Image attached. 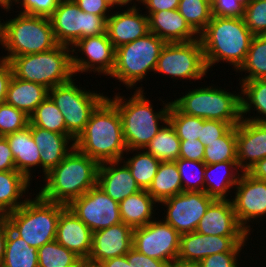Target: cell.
I'll list each match as a JSON object with an SVG mask.
<instances>
[{"instance_id":"cell-1","label":"cell","mask_w":266,"mask_h":267,"mask_svg":"<svg viewBox=\"0 0 266 267\" xmlns=\"http://www.w3.org/2000/svg\"><path fill=\"white\" fill-rule=\"evenodd\" d=\"M74 145L77 150L99 164L123 158L127 147L122 121L116 105L108 96L93 111Z\"/></svg>"},{"instance_id":"cell-2","label":"cell","mask_w":266,"mask_h":267,"mask_svg":"<svg viewBox=\"0 0 266 267\" xmlns=\"http://www.w3.org/2000/svg\"><path fill=\"white\" fill-rule=\"evenodd\" d=\"M99 163L75 147L45 177L38 194L45 200L68 205L97 185Z\"/></svg>"},{"instance_id":"cell-3","label":"cell","mask_w":266,"mask_h":267,"mask_svg":"<svg viewBox=\"0 0 266 267\" xmlns=\"http://www.w3.org/2000/svg\"><path fill=\"white\" fill-rule=\"evenodd\" d=\"M253 36L243 17L212 16L199 35L208 71L223 62L233 66L232 70L236 72L245 60Z\"/></svg>"},{"instance_id":"cell-4","label":"cell","mask_w":266,"mask_h":267,"mask_svg":"<svg viewBox=\"0 0 266 267\" xmlns=\"http://www.w3.org/2000/svg\"><path fill=\"white\" fill-rule=\"evenodd\" d=\"M145 90H135L131 97L115 92L108 98L116 105L122 121L123 137L127 149H145L148 143L168 121L171 101L162 100L164 107L155 111L154 105L145 96ZM126 97V98H125ZM165 102V103H164ZM162 124V125H160Z\"/></svg>"},{"instance_id":"cell-5","label":"cell","mask_w":266,"mask_h":267,"mask_svg":"<svg viewBox=\"0 0 266 267\" xmlns=\"http://www.w3.org/2000/svg\"><path fill=\"white\" fill-rule=\"evenodd\" d=\"M31 194L22 206L7 213L6 221L15 235L38 249L55 240L60 213L67 206L47 201L38 193L32 198Z\"/></svg>"},{"instance_id":"cell-6","label":"cell","mask_w":266,"mask_h":267,"mask_svg":"<svg viewBox=\"0 0 266 267\" xmlns=\"http://www.w3.org/2000/svg\"><path fill=\"white\" fill-rule=\"evenodd\" d=\"M171 103L182 113L205 120L228 122L232 126L241 120V89L233 93L220 86L209 85L189 89Z\"/></svg>"},{"instance_id":"cell-7","label":"cell","mask_w":266,"mask_h":267,"mask_svg":"<svg viewBox=\"0 0 266 267\" xmlns=\"http://www.w3.org/2000/svg\"><path fill=\"white\" fill-rule=\"evenodd\" d=\"M166 42L149 32L135 41L116 48L115 66L108 78L118 80L126 90H144L143 84L151 72H155L160 52ZM150 72V73H149ZM147 77V78H146Z\"/></svg>"},{"instance_id":"cell-8","label":"cell","mask_w":266,"mask_h":267,"mask_svg":"<svg viewBox=\"0 0 266 267\" xmlns=\"http://www.w3.org/2000/svg\"><path fill=\"white\" fill-rule=\"evenodd\" d=\"M10 63L13 76L51 89L66 83L75 77L72 68L71 47L58 44L53 49L16 57H11Z\"/></svg>"},{"instance_id":"cell-9","label":"cell","mask_w":266,"mask_h":267,"mask_svg":"<svg viewBox=\"0 0 266 267\" xmlns=\"http://www.w3.org/2000/svg\"><path fill=\"white\" fill-rule=\"evenodd\" d=\"M4 52L0 59L46 52L58 45L50 19L42 16L18 13L5 20Z\"/></svg>"},{"instance_id":"cell-10","label":"cell","mask_w":266,"mask_h":267,"mask_svg":"<svg viewBox=\"0 0 266 267\" xmlns=\"http://www.w3.org/2000/svg\"><path fill=\"white\" fill-rule=\"evenodd\" d=\"M76 79L49 89L48 96L64 116L68 133L76 140L83 132L91 114L107 97L100 90H86L77 85Z\"/></svg>"},{"instance_id":"cell-11","label":"cell","mask_w":266,"mask_h":267,"mask_svg":"<svg viewBox=\"0 0 266 267\" xmlns=\"http://www.w3.org/2000/svg\"><path fill=\"white\" fill-rule=\"evenodd\" d=\"M108 17L85 13L73 0H60L49 19L56 42L72 48L82 38L106 33Z\"/></svg>"},{"instance_id":"cell-12","label":"cell","mask_w":266,"mask_h":267,"mask_svg":"<svg viewBox=\"0 0 266 267\" xmlns=\"http://www.w3.org/2000/svg\"><path fill=\"white\" fill-rule=\"evenodd\" d=\"M202 43L200 39L189 42L166 43L162 48L154 74L169 75L173 81L203 80L207 77Z\"/></svg>"},{"instance_id":"cell-13","label":"cell","mask_w":266,"mask_h":267,"mask_svg":"<svg viewBox=\"0 0 266 267\" xmlns=\"http://www.w3.org/2000/svg\"><path fill=\"white\" fill-rule=\"evenodd\" d=\"M180 234L162 218L133 229L132 247L138 252L170 264L178 256Z\"/></svg>"},{"instance_id":"cell-14","label":"cell","mask_w":266,"mask_h":267,"mask_svg":"<svg viewBox=\"0 0 266 267\" xmlns=\"http://www.w3.org/2000/svg\"><path fill=\"white\" fill-rule=\"evenodd\" d=\"M214 201L205 192L183 191L159 203L166 209L163 220L180 235L194 232L209 205Z\"/></svg>"},{"instance_id":"cell-15","label":"cell","mask_w":266,"mask_h":267,"mask_svg":"<svg viewBox=\"0 0 266 267\" xmlns=\"http://www.w3.org/2000/svg\"><path fill=\"white\" fill-rule=\"evenodd\" d=\"M72 68L77 73L93 71L94 75L110 76L115 66L116 48L109 40L107 32L99 36L85 37L72 46ZM81 55L83 56H79ZM75 53V54H74ZM97 73V74H95Z\"/></svg>"},{"instance_id":"cell-16","label":"cell","mask_w":266,"mask_h":267,"mask_svg":"<svg viewBox=\"0 0 266 267\" xmlns=\"http://www.w3.org/2000/svg\"><path fill=\"white\" fill-rule=\"evenodd\" d=\"M67 207L83 221L92 232L121 223L119 203L109 197L98 185Z\"/></svg>"},{"instance_id":"cell-17","label":"cell","mask_w":266,"mask_h":267,"mask_svg":"<svg viewBox=\"0 0 266 267\" xmlns=\"http://www.w3.org/2000/svg\"><path fill=\"white\" fill-rule=\"evenodd\" d=\"M234 191L233 198L231 194L229 196L236 217L240 225L251 236V233L254 232L252 230L254 225L251 228V224L257 225L263 221L262 217L266 216V181L255 179L247 172H243ZM256 221L258 223H253Z\"/></svg>"},{"instance_id":"cell-18","label":"cell","mask_w":266,"mask_h":267,"mask_svg":"<svg viewBox=\"0 0 266 267\" xmlns=\"http://www.w3.org/2000/svg\"><path fill=\"white\" fill-rule=\"evenodd\" d=\"M248 240H250L249 236L204 235L196 231L184 233L180 235L177 257L201 262L207 256L215 253L242 252L249 245Z\"/></svg>"},{"instance_id":"cell-19","label":"cell","mask_w":266,"mask_h":267,"mask_svg":"<svg viewBox=\"0 0 266 267\" xmlns=\"http://www.w3.org/2000/svg\"><path fill=\"white\" fill-rule=\"evenodd\" d=\"M133 228L123 222L93 232L92 249L85 266H99L114 257L124 256L131 248Z\"/></svg>"},{"instance_id":"cell-20","label":"cell","mask_w":266,"mask_h":267,"mask_svg":"<svg viewBox=\"0 0 266 267\" xmlns=\"http://www.w3.org/2000/svg\"><path fill=\"white\" fill-rule=\"evenodd\" d=\"M237 162L247 172L266 157V123L242 119L236 125Z\"/></svg>"},{"instance_id":"cell-21","label":"cell","mask_w":266,"mask_h":267,"mask_svg":"<svg viewBox=\"0 0 266 267\" xmlns=\"http://www.w3.org/2000/svg\"><path fill=\"white\" fill-rule=\"evenodd\" d=\"M141 7L115 10L107 18L106 32L112 45L117 48L149 33L148 16ZM141 11V12H140Z\"/></svg>"},{"instance_id":"cell-22","label":"cell","mask_w":266,"mask_h":267,"mask_svg":"<svg viewBox=\"0 0 266 267\" xmlns=\"http://www.w3.org/2000/svg\"><path fill=\"white\" fill-rule=\"evenodd\" d=\"M196 232L217 236H249L238 222L231 199L214 200L201 218Z\"/></svg>"},{"instance_id":"cell-23","label":"cell","mask_w":266,"mask_h":267,"mask_svg":"<svg viewBox=\"0 0 266 267\" xmlns=\"http://www.w3.org/2000/svg\"><path fill=\"white\" fill-rule=\"evenodd\" d=\"M93 232L68 207L59 216L55 240L84 262L92 249Z\"/></svg>"},{"instance_id":"cell-24","label":"cell","mask_w":266,"mask_h":267,"mask_svg":"<svg viewBox=\"0 0 266 267\" xmlns=\"http://www.w3.org/2000/svg\"><path fill=\"white\" fill-rule=\"evenodd\" d=\"M97 185L118 203L141 190L122 160L100 163Z\"/></svg>"},{"instance_id":"cell-25","label":"cell","mask_w":266,"mask_h":267,"mask_svg":"<svg viewBox=\"0 0 266 267\" xmlns=\"http://www.w3.org/2000/svg\"><path fill=\"white\" fill-rule=\"evenodd\" d=\"M30 130L40 150L42 172L40 169L39 171L45 177L69 154L75 147V142L68 135L48 131L31 123Z\"/></svg>"},{"instance_id":"cell-26","label":"cell","mask_w":266,"mask_h":267,"mask_svg":"<svg viewBox=\"0 0 266 267\" xmlns=\"http://www.w3.org/2000/svg\"><path fill=\"white\" fill-rule=\"evenodd\" d=\"M145 13L148 14L149 32L166 43L189 42L199 38L177 9Z\"/></svg>"},{"instance_id":"cell-27","label":"cell","mask_w":266,"mask_h":267,"mask_svg":"<svg viewBox=\"0 0 266 267\" xmlns=\"http://www.w3.org/2000/svg\"><path fill=\"white\" fill-rule=\"evenodd\" d=\"M242 173L237 161L206 165L204 192L214 200H229Z\"/></svg>"},{"instance_id":"cell-28","label":"cell","mask_w":266,"mask_h":267,"mask_svg":"<svg viewBox=\"0 0 266 267\" xmlns=\"http://www.w3.org/2000/svg\"><path fill=\"white\" fill-rule=\"evenodd\" d=\"M14 156L16 170L22 173L30 182L34 181L35 168L41 169L40 150L33 140L29 125L14 133L5 135ZM34 169V171H32ZM33 172V173H32Z\"/></svg>"},{"instance_id":"cell-29","label":"cell","mask_w":266,"mask_h":267,"mask_svg":"<svg viewBox=\"0 0 266 267\" xmlns=\"http://www.w3.org/2000/svg\"><path fill=\"white\" fill-rule=\"evenodd\" d=\"M158 205L147 190H140L119 203L121 221L133 229L142 227L156 218Z\"/></svg>"},{"instance_id":"cell-30","label":"cell","mask_w":266,"mask_h":267,"mask_svg":"<svg viewBox=\"0 0 266 267\" xmlns=\"http://www.w3.org/2000/svg\"><path fill=\"white\" fill-rule=\"evenodd\" d=\"M48 92L49 89L41 84L12 76L8 85L5 102L30 116L36 107L48 96Z\"/></svg>"},{"instance_id":"cell-31","label":"cell","mask_w":266,"mask_h":267,"mask_svg":"<svg viewBox=\"0 0 266 267\" xmlns=\"http://www.w3.org/2000/svg\"><path fill=\"white\" fill-rule=\"evenodd\" d=\"M30 185L31 182L17 170L0 171L1 208L9 213L22 206L29 199L27 194Z\"/></svg>"},{"instance_id":"cell-32","label":"cell","mask_w":266,"mask_h":267,"mask_svg":"<svg viewBox=\"0 0 266 267\" xmlns=\"http://www.w3.org/2000/svg\"><path fill=\"white\" fill-rule=\"evenodd\" d=\"M238 84L241 89L242 119L266 123V79L239 81ZM251 111H254L253 116Z\"/></svg>"},{"instance_id":"cell-33","label":"cell","mask_w":266,"mask_h":267,"mask_svg":"<svg viewBox=\"0 0 266 267\" xmlns=\"http://www.w3.org/2000/svg\"><path fill=\"white\" fill-rule=\"evenodd\" d=\"M147 192L158 202L183 192L175 161L161 162Z\"/></svg>"},{"instance_id":"cell-34","label":"cell","mask_w":266,"mask_h":267,"mask_svg":"<svg viewBox=\"0 0 266 267\" xmlns=\"http://www.w3.org/2000/svg\"><path fill=\"white\" fill-rule=\"evenodd\" d=\"M130 153H133L132 157L128 156ZM121 160L130 169L131 174L135 178V181L140 189L148 190L152 184L154 176L157 173L161 161L154 158L145 149H127Z\"/></svg>"},{"instance_id":"cell-35","label":"cell","mask_w":266,"mask_h":267,"mask_svg":"<svg viewBox=\"0 0 266 267\" xmlns=\"http://www.w3.org/2000/svg\"><path fill=\"white\" fill-rule=\"evenodd\" d=\"M0 267H38V249L15 235L8 226L4 258Z\"/></svg>"},{"instance_id":"cell-36","label":"cell","mask_w":266,"mask_h":267,"mask_svg":"<svg viewBox=\"0 0 266 267\" xmlns=\"http://www.w3.org/2000/svg\"><path fill=\"white\" fill-rule=\"evenodd\" d=\"M238 81L266 79V35H254L243 64L236 71ZM243 72L244 77H243ZM241 78V79H240Z\"/></svg>"},{"instance_id":"cell-37","label":"cell","mask_w":266,"mask_h":267,"mask_svg":"<svg viewBox=\"0 0 266 267\" xmlns=\"http://www.w3.org/2000/svg\"><path fill=\"white\" fill-rule=\"evenodd\" d=\"M180 143L181 140L178 138L175 129L167 121L148 143L145 150L161 162L176 161L180 154Z\"/></svg>"},{"instance_id":"cell-38","label":"cell","mask_w":266,"mask_h":267,"mask_svg":"<svg viewBox=\"0 0 266 267\" xmlns=\"http://www.w3.org/2000/svg\"><path fill=\"white\" fill-rule=\"evenodd\" d=\"M30 123L34 126L68 135L74 142L75 139L68 133L63 114L53 100L47 96L29 116Z\"/></svg>"},{"instance_id":"cell-39","label":"cell","mask_w":266,"mask_h":267,"mask_svg":"<svg viewBox=\"0 0 266 267\" xmlns=\"http://www.w3.org/2000/svg\"><path fill=\"white\" fill-rule=\"evenodd\" d=\"M84 261L56 240L38 248V267H83Z\"/></svg>"},{"instance_id":"cell-40","label":"cell","mask_w":266,"mask_h":267,"mask_svg":"<svg viewBox=\"0 0 266 267\" xmlns=\"http://www.w3.org/2000/svg\"><path fill=\"white\" fill-rule=\"evenodd\" d=\"M177 10L198 36L212 18L210 0H180Z\"/></svg>"},{"instance_id":"cell-41","label":"cell","mask_w":266,"mask_h":267,"mask_svg":"<svg viewBox=\"0 0 266 267\" xmlns=\"http://www.w3.org/2000/svg\"><path fill=\"white\" fill-rule=\"evenodd\" d=\"M226 161H237L236 125L224 136L208 143L204 149L203 162L206 165Z\"/></svg>"},{"instance_id":"cell-42","label":"cell","mask_w":266,"mask_h":267,"mask_svg":"<svg viewBox=\"0 0 266 267\" xmlns=\"http://www.w3.org/2000/svg\"><path fill=\"white\" fill-rule=\"evenodd\" d=\"M205 119L186 115L180 112L172 103L169 109L168 121L171 123L180 140H195L201 136Z\"/></svg>"},{"instance_id":"cell-43","label":"cell","mask_w":266,"mask_h":267,"mask_svg":"<svg viewBox=\"0 0 266 267\" xmlns=\"http://www.w3.org/2000/svg\"><path fill=\"white\" fill-rule=\"evenodd\" d=\"M175 163L180 174L183 191L204 192L206 164L182 158H178Z\"/></svg>"},{"instance_id":"cell-44","label":"cell","mask_w":266,"mask_h":267,"mask_svg":"<svg viewBox=\"0 0 266 267\" xmlns=\"http://www.w3.org/2000/svg\"><path fill=\"white\" fill-rule=\"evenodd\" d=\"M30 118L22 110L6 102L0 104V136L20 131L29 125Z\"/></svg>"},{"instance_id":"cell-45","label":"cell","mask_w":266,"mask_h":267,"mask_svg":"<svg viewBox=\"0 0 266 267\" xmlns=\"http://www.w3.org/2000/svg\"><path fill=\"white\" fill-rule=\"evenodd\" d=\"M243 19L254 35H266V0H248Z\"/></svg>"},{"instance_id":"cell-46","label":"cell","mask_w":266,"mask_h":267,"mask_svg":"<svg viewBox=\"0 0 266 267\" xmlns=\"http://www.w3.org/2000/svg\"><path fill=\"white\" fill-rule=\"evenodd\" d=\"M59 1L60 0H14L13 6L17 5L16 7L19 9L16 13L19 12L22 14L49 18L57 8ZM20 6H22V8Z\"/></svg>"},{"instance_id":"cell-47","label":"cell","mask_w":266,"mask_h":267,"mask_svg":"<svg viewBox=\"0 0 266 267\" xmlns=\"http://www.w3.org/2000/svg\"><path fill=\"white\" fill-rule=\"evenodd\" d=\"M248 0H213L212 16L238 18L244 16Z\"/></svg>"},{"instance_id":"cell-48","label":"cell","mask_w":266,"mask_h":267,"mask_svg":"<svg viewBox=\"0 0 266 267\" xmlns=\"http://www.w3.org/2000/svg\"><path fill=\"white\" fill-rule=\"evenodd\" d=\"M233 126L228 122L217 120H204L201 136L199 140L207 146L208 143L216 141L224 136Z\"/></svg>"},{"instance_id":"cell-49","label":"cell","mask_w":266,"mask_h":267,"mask_svg":"<svg viewBox=\"0 0 266 267\" xmlns=\"http://www.w3.org/2000/svg\"><path fill=\"white\" fill-rule=\"evenodd\" d=\"M241 252L215 253L204 258L200 263L202 267H241Z\"/></svg>"},{"instance_id":"cell-50","label":"cell","mask_w":266,"mask_h":267,"mask_svg":"<svg viewBox=\"0 0 266 267\" xmlns=\"http://www.w3.org/2000/svg\"><path fill=\"white\" fill-rule=\"evenodd\" d=\"M205 145L199 140H181L179 158L203 162Z\"/></svg>"},{"instance_id":"cell-51","label":"cell","mask_w":266,"mask_h":267,"mask_svg":"<svg viewBox=\"0 0 266 267\" xmlns=\"http://www.w3.org/2000/svg\"><path fill=\"white\" fill-rule=\"evenodd\" d=\"M80 10L85 13L96 14L98 16H110L113 6L108 0H73ZM112 10V11H111Z\"/></svg>"},{"instance_id":"cell-52","label":"cell","mask_w":266,"mask_h":267,"mask_svg":"<svg viewBox=\"0 0 266 267\" xmlns=\"http://www.w3.org/2000/svg\"><path fill=\"white\" fill-rule=\"evenodd\" d=\"M125 255L128 261H132V267H169L167 262L148 257L133 247Z\"/></svg>"},{"instance_id":"cell-53","label":"cell","mask_w":266,"mask_h":267,"mask_svg":"<svg viewBox=\"0 0 266 267\" xmlns=\"http://www.w3.org/2000/svg\"><path fill=\"white\" fill-rule=\"evenodd\" d=\"M10 170H16L14 156L5 136H0V171Z\"/></svg>"},{"instance_id":"cell-54","label":"cell","mask_w":266,"mask_h":267,"mask_svg":"<svg viewBox=\"0 0 266 267\" xmlns=\"http://www.w3.org/2000/svg\"><path fill=\"white\" fill-rule=\"evenodd\" d=\"M13 76V71L8 61L0 59V104L6 101L7 89Z\"/></svg>"},{"instance_id":"cell-55","label":"cell","mask_w":266,"mask_h":267,"mask_svg":"<svg viewBox=\"0 0 266 267\" xmlns=\"http://www.w3.org/2000/svg\"><path fill=\"white\" fill-rule=\"evenodd\" d=\"M180 0H145L141 5L146 12H158L178 9Z\"/></svg>"},{"instance_id":"cell-56","label":"cell","mask_w":266,"mask_h":267,"mask_svg":"<svg viewBox=\"0 0 266 267\" xmlns=\"http://www.w3.org/2000/svg\"><path fill=\"white\" fill-rule=\"evenodd\" d=\"M247 173L255 179L266 181V157L253 165Z\"/></svg>"},{"instance_id":"cell-57","label":"cell","mask_w":266,"mask_h":267,"mask_svg":"<svg viewBox=\"0 0 266 267\" xmlns=\"http://www.w3.org/2000/svg\"><path fill=\"white\" fill-rule=\"evenodd\" d=\"M99 267H132V261H128L126 255H124L106 260Z\"/></svg>"},{"instance_id":"cell-58","label":"cell","mask_w":266,"mask_h":267,"mask_svg":"<svg viewBox=\"0 0 266 267\" xmlns=\"http://www.w3.org/2000/svg\"><path fill=\"white\" fill-rule=\"evenodd\" d=\"M7 232H8L7 221H1L0 222V265H1L3 258H4Z\"/></svg>"},{"instance_id":"cell-59","label":"cell","mask_w":266,"mask_h":267,"mask_svg":"<svg viewBox=\"0 0 266 267\" xmlns=\"http://www.w3.org/2000/svg\"><path fill=\"white\" fill-rule=\"evenodd\" d=\"M169 267H202V265L200 262L184 260L177 257L169 264Z\"/></svg>"},{"instance_id":"cell-60","label":"cell","mask_w":266,"mask_h":267,"mask_svg":"<svg viewBox=\"0 0 266 267\" xmlns=\"http://www.w3.org/2000/svg\"><path fill=\"white\" fill-rule=\"evenodd\" d=\"M108 2L113 6L114 10H115V8H117V10H119L121 7H123V8L127 7L128 8V6H129V8H135V7H138V5H139V4H136V2H138V0H108ZM118 7H120V8H118Z\"/></svg>"},{"instance_id":"cell-61","label":"cell","mask_w":266,"mask_h":267,"mask_svg":"<svg viewBox=\"0 0 266 267\" xmlns=\"http://www.w3.org/2000/svg\"><path fill=\"white\" fill-rule=\"evenodd\" d=\"M14 0H0V7L4 9V12H10L13 8Z\"/></svg>"},{"instance_id":"cell-62","label":"cell","mask_w":266,"mask_h":267,"mask_svg":"<svg viewBox=\"0 0 266 267\" xmlns=\"http://www.w3.org/2000/svg\"><path fill=\"white\" fill-rule=\"evenodd\" d=\"M1 18V17H0ZM3 19H0V46H4V42H5V29H6V22L3 20V22H1Z\"/></svg>"},{"instance_id":"cell-63","label":"cell","mask_w":266,"mask_h":267,"mask_svg":"<svg viewBox=\"0 0 266 267\" xmlns=\"http://www.w3.org/2000/svg\"><path fill=\"white\" fill-rule=\"evenodd\" d=\"M6 219H7V213L0 206V222L6 221Z\"/></svg>"},{"instance_id":"cell-64","label":"cell","mask_w":266,"mask_h":267,"mask_svg":"<svg viewBox=\"0 0 266 267\" xmlns=\"http://www.w3.org/2000/svg\"><path fill=\"white\" fill-rule=\"evenodd\" d=\"M145 0H138V4L141 5Z\"/></svg>"}]
</instances>
